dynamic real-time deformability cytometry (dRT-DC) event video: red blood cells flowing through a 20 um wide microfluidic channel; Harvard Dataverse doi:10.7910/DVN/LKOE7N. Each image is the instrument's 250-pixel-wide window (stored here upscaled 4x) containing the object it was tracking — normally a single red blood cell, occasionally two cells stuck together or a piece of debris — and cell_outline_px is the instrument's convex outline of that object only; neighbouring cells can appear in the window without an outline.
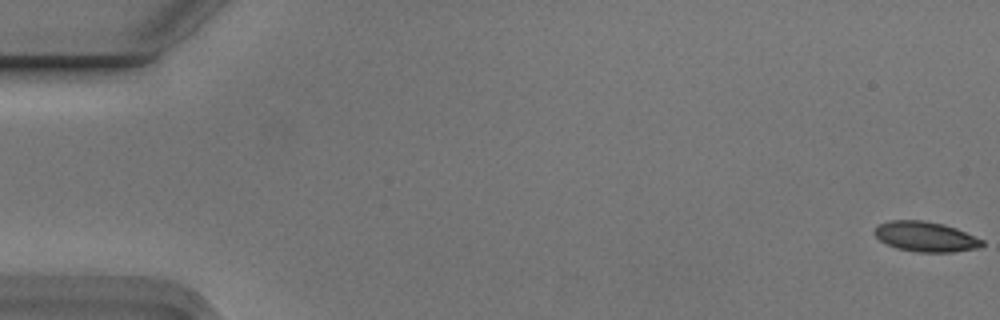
{"species": "Egyptian fruit bat (a non-hibernating species)", "species_latin": "Rousettus aegyptiacus", "temperature_condition": "cold", "stored_images_in_passage": 5, "camera_frame_rate_fps": 3000, "um_per_image_px": 0.085, "animal": {"sex": "male"}, "frame": {"image": 1, "passage_image": 1, "time_ms": 0.0, "image_size_px": [1000, 320], "cell_outline_px": [[984, 244], [980, 248], [952, 252], [916, 252], [896, 248], [880, 240], [876, 236], [876, 228], [880, 224], [888, 220], [924, 220], [944, 224], [956, 228], [984, 240]], "centroid_in_image_um": [78.72, 20.12], "position_along_channel_um": 6.3, "area_um2": 18.84}}
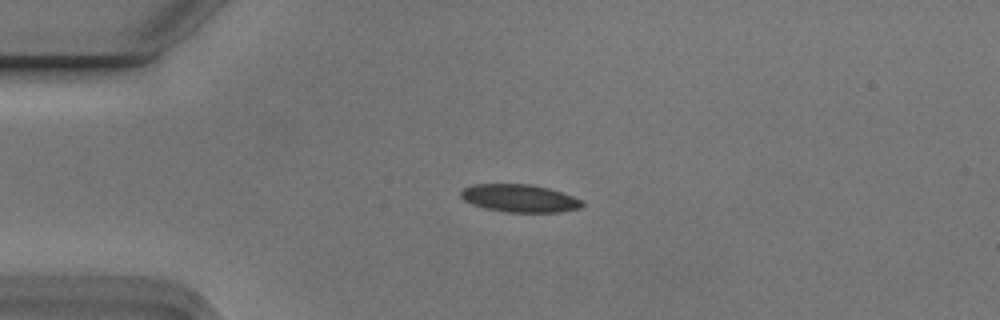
{"frame": {"image": 2, "passage_image": 4, "time_ms": 1.0, "image_size_px": [1000, 320], "cell_outline_px": [[584, 204], [580, 208], [560, 212], [504, 212], [484, 208], [472, 204], [464, 200], [460, 196], [460, 192], [464, 188], [476, 184], [528, 184], [548, 188], [572, 196], [580, 200]], "centroid_in_image_um": [44.14, 16.86], "position_along_channel_um": 40.9, "area_um2": 19.48}}